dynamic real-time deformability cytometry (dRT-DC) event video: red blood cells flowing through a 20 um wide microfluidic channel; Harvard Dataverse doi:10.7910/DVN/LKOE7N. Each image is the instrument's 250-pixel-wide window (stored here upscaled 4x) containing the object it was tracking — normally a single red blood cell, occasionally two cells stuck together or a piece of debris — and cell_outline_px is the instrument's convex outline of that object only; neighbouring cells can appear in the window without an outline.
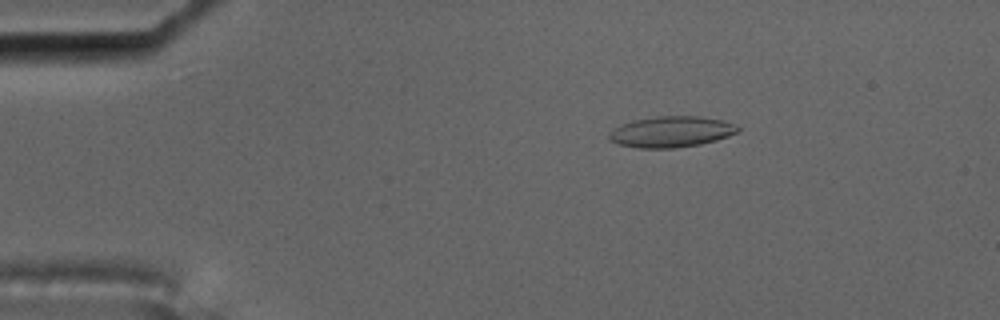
{"species": "common noctule bat (a hibernating species)", "species_latin": "Nyctalus noctula", "temperature_condition": "cold", "stored_images_in_passage": 4, "camera_frame_rate_fps": 3000, "um_per_image_px": 0.085, "animal": {"sex": "male", "body_mass_g": 17.5, "forearm_length_mm": 52.3}, "frame": {"image": 1, "passage_image": 3, "time_ms": 0.667, "image_size_px": [1000, 320], "cell_outline_px": [[740, 128], [736, 132], [728, 136], [716, 140], [700, 144], [676, 148], [640, 148], [620, 144], [612, 140], [608, 136], [620, 124], [636, 120], [656, 116], [700, 116], [720, 120], [736, 124]], "centroid_in_image_um": [57.09, 11.2], "position_along_channel_um": 27.9, "area_um2": 22.89}}